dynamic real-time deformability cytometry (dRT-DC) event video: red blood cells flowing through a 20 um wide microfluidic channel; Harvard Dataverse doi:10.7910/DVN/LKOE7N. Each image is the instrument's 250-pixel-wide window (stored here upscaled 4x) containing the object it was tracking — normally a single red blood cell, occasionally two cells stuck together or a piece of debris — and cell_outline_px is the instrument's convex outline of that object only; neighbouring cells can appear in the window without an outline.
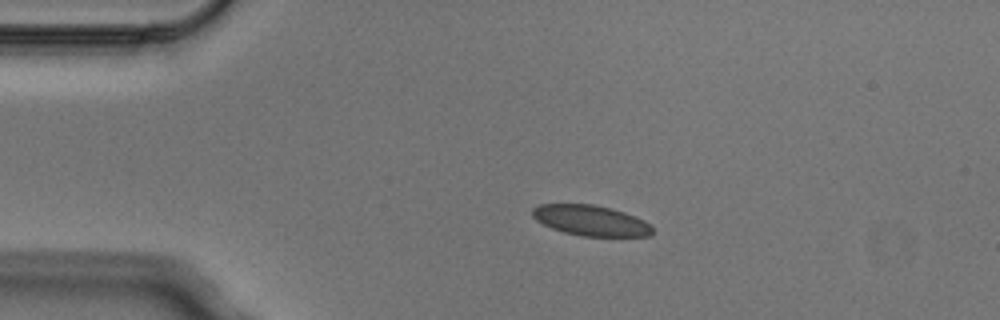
{"species": "Egyptian fruit bat (a non-hibernating species)", "species_latin": "Rousettus aegyptiacus", "temperature_condition": "cold", "stored_images_in_passage": 3, "camera_frame_rate_fps": 3000, "um_per_image_px": 0.085, "animal": {"sex": "male"}, "frame": {"image": 1, "passage_image": 2, "time_ms": 0.333, "image_size_px": [1000, 320], "cell_outline_px": [[652, 236], [580, 236], [564, 232], [552, 228], [536, 220], [532, 216], [532, 208], [540, 204], [592, 204], [624, 212], [644, 220], [652, 228]], "centroid_in_image_um": [50.19, 18.74], "position_along_channel_um": 34.8, "area_um2": 21.15}}